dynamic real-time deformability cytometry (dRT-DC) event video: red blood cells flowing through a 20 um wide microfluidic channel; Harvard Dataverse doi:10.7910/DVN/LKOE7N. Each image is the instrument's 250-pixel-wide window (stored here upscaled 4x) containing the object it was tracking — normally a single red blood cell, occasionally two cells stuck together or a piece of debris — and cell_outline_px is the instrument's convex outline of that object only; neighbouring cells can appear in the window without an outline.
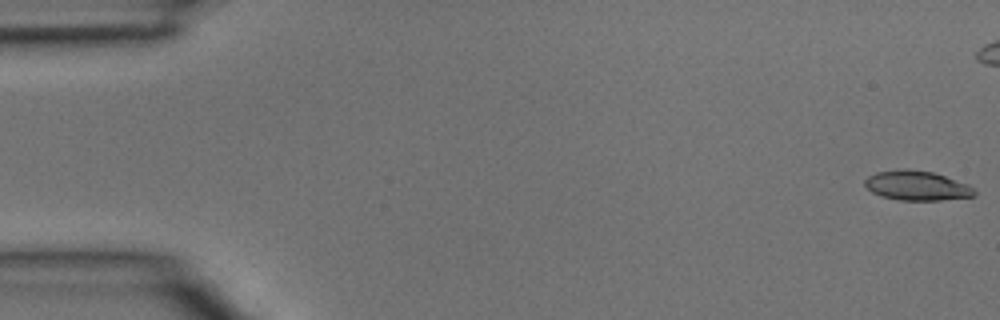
{"species": "common noctule bat (a hibernating species)", "species_latin": "Nyctalus noctula", "temperature_condition": "room temperature", "stored_images_in_passage": 5, "camera_frame_rate_fps": 3000, "um_per_image_px": 0.085, "animal": {"sex": "male", "body_mass_g": 15.6}, "frame": {"image": 1, "passage_image": 1, "time_ms": 0.0, "image_size_px": [1000, 320], "cell_outline_px": [[976, 196], [940, 200], [900, 200], [880, 196], [872, 192], [864, 184], [864, 180], [868, 176], [876, 172], [904, 168], [932, 172], [968, 184], [976, 192]], "centroid_in_image_um": [77.91, 15.78], "position_along_channel_um": 7.1, "area_um2": 18.84}}